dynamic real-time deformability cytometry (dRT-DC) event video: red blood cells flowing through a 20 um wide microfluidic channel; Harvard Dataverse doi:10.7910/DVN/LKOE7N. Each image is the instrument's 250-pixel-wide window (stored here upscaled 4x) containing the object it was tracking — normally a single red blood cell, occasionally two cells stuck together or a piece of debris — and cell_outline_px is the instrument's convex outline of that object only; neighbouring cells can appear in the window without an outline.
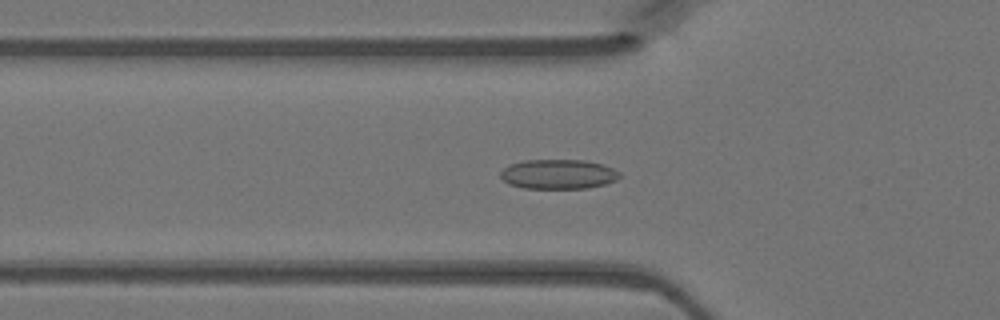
{"species": "Egyptian fruit bat (a non-hibernating species)", "species_latin": "Rousettus aegyptiacus", "temperature_condition": "warm", "stored_images_in_passage": 44, "camera_frame_rate_fps": 3000, "um_per_image_px": 0.085, "animal": {"sex": "female"}, "frame": {"image": 1, "passage_image": 16, "time_ms": 5.0, "image_size_px": [1000, 320], "cell_outline_px": [[624, 176], [616, 180], [604, 184], [588, 188], [524, 188], [508, 184], [500, 176], [500, 172], [508, 164], [524, 160], [584, 160], [600, 164], [612, 168], [620, 172]], "centroid_in_image_um": [47.45, 14.8], "position_along_channel_um": 78.3, "area_um2": 20.63}}
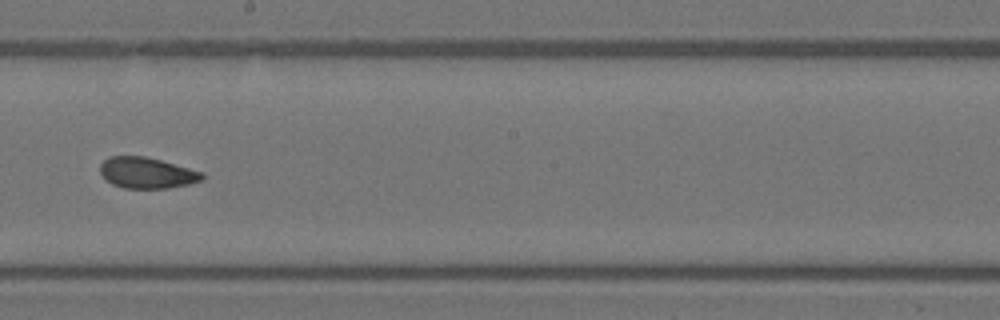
{"frame": {"image": 2, "passage_image": 27, "time_ms": 8.667, "image_size_px": [1000, 320], "cell_outline_px": [[204, 176], [200, 180], [188, 184], [168, 188], [124, 188], [112, 184], [100, 172], [100, 164], [108, 156], [144, 156], [160, 160], [204, 172]], "centroid_in_image_um": [12.47, 14.68], "position_along_channel_um": 235.7, "area_um2": 18.26}}
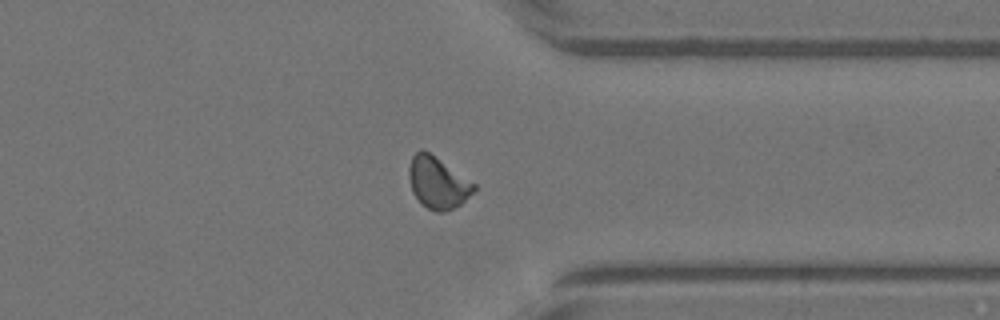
{"frame": {"image": 3, "passage_image": 37, "time_ms": 12.0, "image_size_px": [1000, 320], "cell_outline_px": [[476, 188], [460, 204], [444, 212], [436, 212], [420, 204], [412, 192], [408, 176], [408, 168], [412, 156], [420, 148], [428, 152], [476, 184]], "centroid_in_image_um": [37.16, 15.54], "position_along_channel_um": 374.2, "area_um2": 19.36}}